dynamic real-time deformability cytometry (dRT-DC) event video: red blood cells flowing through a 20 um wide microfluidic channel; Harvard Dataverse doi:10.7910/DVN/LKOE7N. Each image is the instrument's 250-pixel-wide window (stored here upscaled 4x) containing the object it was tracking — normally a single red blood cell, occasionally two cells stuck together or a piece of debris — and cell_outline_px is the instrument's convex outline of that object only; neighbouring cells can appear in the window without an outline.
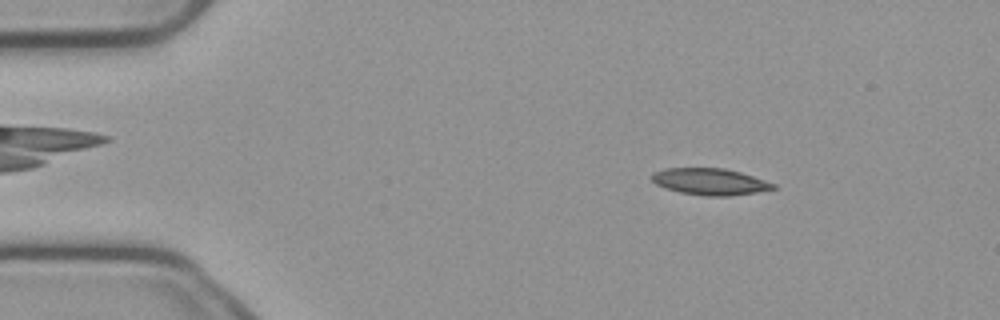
{"species": "common noctule bat (a hibernating species)", "species_latin": "Nyctalus noctula", "temperature_condition": "cold", "stored_images_in_passage": 54, "camera_frame_rate_fps": 3000, "um_per_image_px": 0.085, "animal": {"sex": "male", "body_mass_g": 23.1, "forearm_length_mm": 52.7}, "frame": {"image": 1, "passage_image": 7, "time_ms": 2.0, "image_size_px": [1000, 320], "cell_outline_px": [[776, 188], [756, 192], [728, 196], [704, 196], [680, 192], [664, 188], [656, 184], [652, 180], [652, 172], [664, 168], [724, 168], [740, 172], [776, 184]], "centroid_in_image_um": [60.31, 15.44], "position_along_channel_um": 24.7, "area_um2": 18.79}}
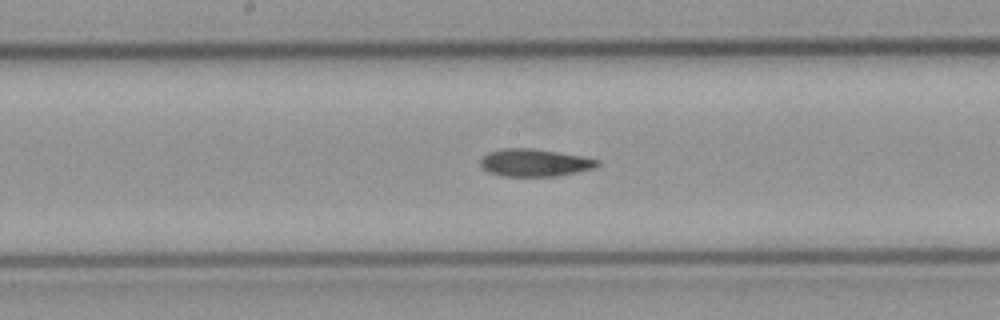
{"frame": {"image": 2, "passage_image": 27, "time_ms": 8.667, "image_size_px": [1000, 320], "cell_outline_px": [[600, 164], [592, 168], [556, 176], [504, 176], [488, 172], [480, 164], [480, 156], [488, 152], [504, 148], [532, 148], [580, 156], [600, 160]], "centroid_in_image_um": [45.38, 13.82], "position_along_channel_um": 202.8, "area_um2": 18.55}}
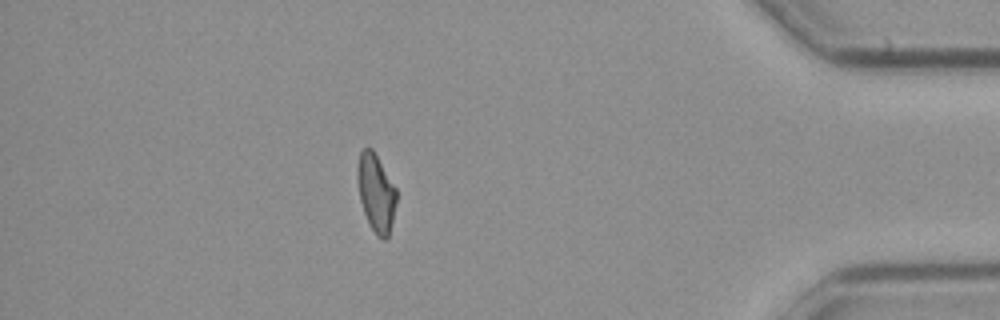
{"frame": {"image": 3, "passage_image": 47, "time_ms": 15.333, "image_size_px": [1000, 320], "cell_outline_px": [[396, 200], [392, 220], [388, 236], [384, 240], [376, 236], [364, 212], [360, 200], [356, 180], [356, 168], [360, 152], [364, 148], [372, 148], [396, 188]], "centroid_in_image_um": [31.93, 16.36], "position_along_channel_um": 403.3, "area_um2": 17.51}, "authors_computed_cell_mechanics": {"area_um2": 18.7272, "velocity_mm_per_s": 3.714, "shape_relaxation_time_tau1_ms": null, "shape_relaxation_time_tau2_ms": 8.3003, "deformation_change_tau1": null, "deformation_change_tau2": 0.1634}}